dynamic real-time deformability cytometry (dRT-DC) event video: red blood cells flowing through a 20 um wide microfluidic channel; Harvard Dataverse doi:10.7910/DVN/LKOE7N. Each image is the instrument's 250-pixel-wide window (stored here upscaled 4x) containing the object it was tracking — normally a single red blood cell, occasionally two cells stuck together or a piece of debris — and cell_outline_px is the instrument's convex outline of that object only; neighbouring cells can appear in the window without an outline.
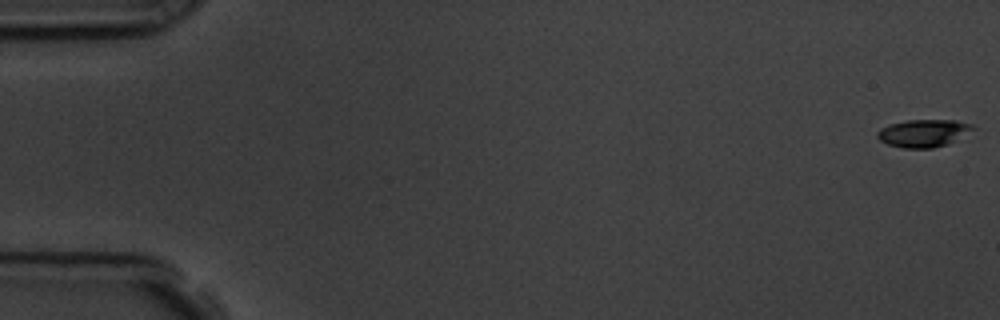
{"species": "common noctule bat (a hibernating species)", "species_latin": "Nyctalus noctula", "temperature_condition": "room temperature", "stored_images_in_passage": 57, "camera_frame_rate_fps": 3000, "um_per_image_px": 0.085, "animal": {"sex": "male", "body_mass_g": 19.5, "forearm_length_mm": 54.6}, "frame": {"image": 1, "passage_image": 1, "time_ms": 0.0, "image_size_px": [1000, 320], "cell_outline_px": [[976, 128], [948, 144], [932, 148], [904, 148], [888, 144], [880, 140], [876, 136], [876, 132], [880, 128], [888, 124], [908, 120], [956, 120], [972, 124]], "centroid_in_image_um": [78.47, 11.31], "position_along_channel_um": 6.5, "area_um2": 15.37}}
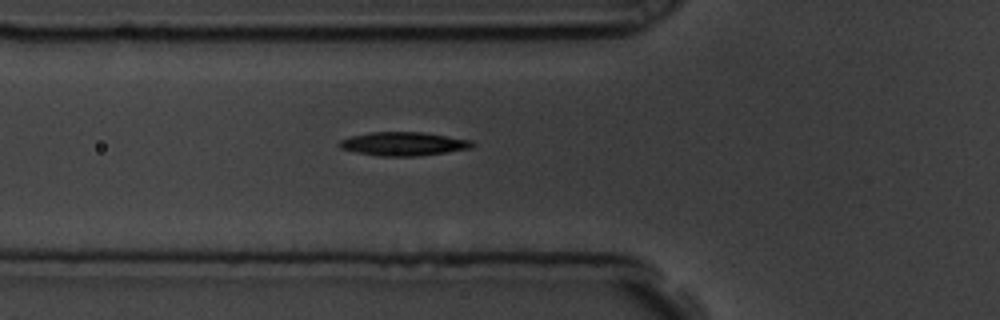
{"frame": {"image": 2, "passage_image": 21, "time_ms": 6.667, "image_size_px": [1000, 320], "cell_outline_px": [[476, 144], [472, 148], [416, 156], [380, 156], [356, 152], [340, 148], [336, 144], [340, 140], [352, 136], [372, 132], [424, 132], [472, 140]], "centroid_in_image_um": [34.3, 12.22], "position_along_channel_um": 91.5, "area_um2": 18.26}}
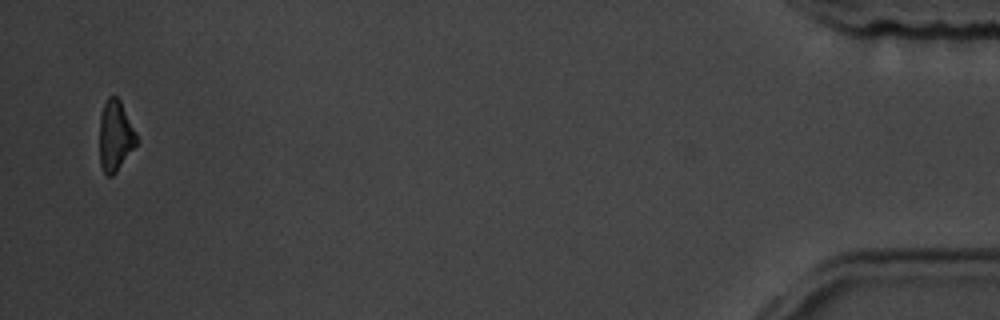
{"frame": {"image": 3, "passage_image": 56, "time_ms": 18.333, "image_size_px": [1000, 320], "cell_outline_px": [[136, 144], [116, 172], [112, 176], [108, 176], [104, 172], [100, 164], [100, 116], [104, 104], [108, 96], [116, 96], [120, 100], [136, 132]], "centroid_in_image_um": [9.79, 11.53], "position_along_channel_um": 425.4, "area_um2": 14.97}, "authors_computed_cell_mechanics": {"area_um2": 17.1666, "velocity_mm_per_s": 3.6075, "shape_relaxation_time_tau1_ms": 2.4186, "shape_relaxation_time_tau2_ms": null, "deformation_change_tau1": 0.1072, "deformation_change_tau2": null}}